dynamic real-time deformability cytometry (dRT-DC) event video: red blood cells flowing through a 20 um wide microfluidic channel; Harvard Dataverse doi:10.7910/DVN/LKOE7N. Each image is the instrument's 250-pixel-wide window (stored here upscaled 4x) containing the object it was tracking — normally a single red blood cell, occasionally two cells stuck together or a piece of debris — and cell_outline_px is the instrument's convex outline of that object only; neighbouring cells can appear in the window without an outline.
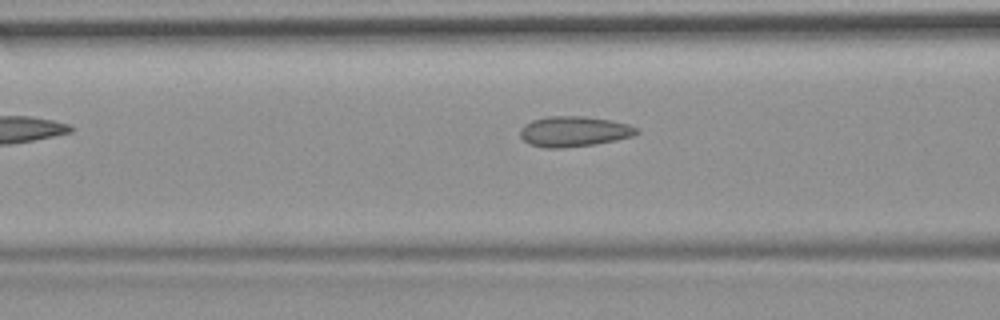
{"species": "common noctule bat (a hibernating species)", "species_latin": "Nyctalus noctula", "temperature_condition": "room temperature", "stored_images_in_passage": 6, "camera_frame_rate_fps": 3000, "um_per_image_px": 0.085, "animal": {"sex": "female", "body_mass_g": 19.9}, "frame": {"image": 1, "passage_image": 5, "time_ms": 1.333, "image_size_px": [1000, 320], "cell_outline_px": [[640, 132], [632, 136], [616, 140], [596, 144], [560, 148], [544, 148], [528, 144], [520, 136], [520, 128], [524, 124], [532, 120], [548, 116], [584, 116], [608, 120], [628, 124], [640, 128]], "centroid_in_image_um": [48.77, 11.18], "position_along_channel_um": 117.8, "area_um2": 20.75}}
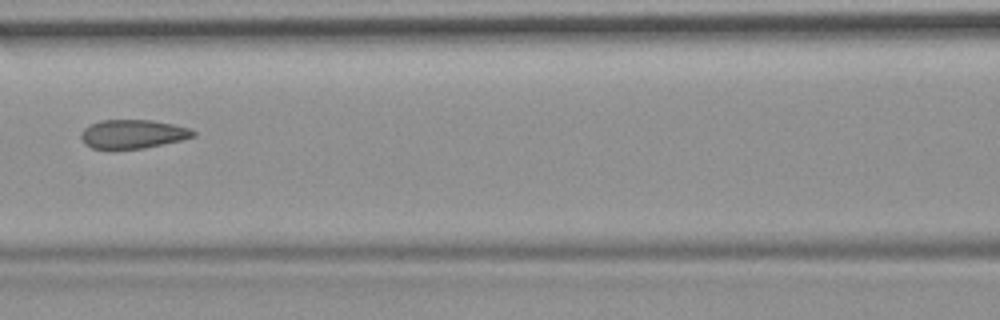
{"frame": {"image": 2, "passage_image": 6, "time_ms": 1.667, "image_size_px": [1000, 320], "cell_outline_px": [[196, 136], [180, 140], [144, 148], [112, 152], [108, 152], [92, 148], [84, 144], [80, 136], [80, 132], [84, 128], [100, 120], [152, 120], [192, 128], [196, 132]], "centroid_in_image_um": [11.24, 11.43], "position_along_channel_um": 155.4, "area_um2": 19.54}}